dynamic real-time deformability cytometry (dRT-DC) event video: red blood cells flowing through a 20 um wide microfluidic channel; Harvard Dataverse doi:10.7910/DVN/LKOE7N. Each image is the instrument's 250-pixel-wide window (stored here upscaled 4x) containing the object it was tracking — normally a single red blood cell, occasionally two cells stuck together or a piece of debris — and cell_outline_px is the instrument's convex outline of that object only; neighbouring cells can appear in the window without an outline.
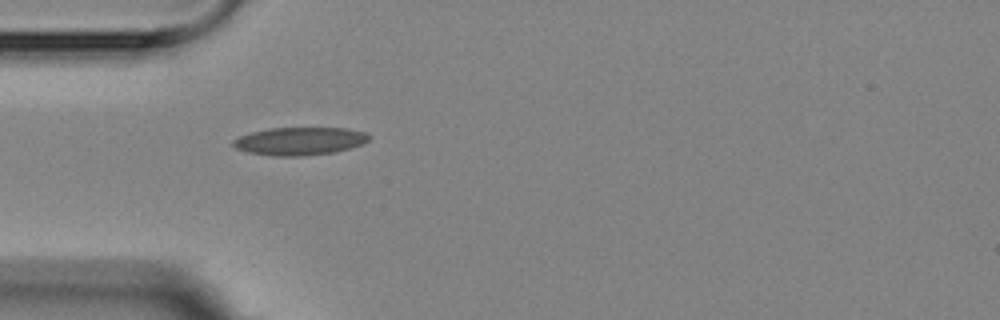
{"species": "Egyptian fruit bat (a non-hibernating species)", "species_latin": "Rousettus aegyptiacus", "temperature_condition": "room temperature", "stored_images_in_passage": 1, "camera_frame_rate_fps": 3000, "um_per_image_px": 0.085, "animal": {"sex": "female"}, "frame": {"image": 1, "passage_image": 1, "time_ms": 0.0, "image_size_px": [1000, 320], "cell_outline_px": [[368, 140], [360, 144], [348, 148], [332, 152], [300, 156], [272, 156], [248, 152], [236, 148], [232, 144], [232, 140], [240, 136], [252, 132], [268, 128], [348, 128], [364, 132], [368, 136]], "centroid_in_image_um": [25.41, 11.99], "position_along_channel_um": 59.6, "area_um2": 21.79}}